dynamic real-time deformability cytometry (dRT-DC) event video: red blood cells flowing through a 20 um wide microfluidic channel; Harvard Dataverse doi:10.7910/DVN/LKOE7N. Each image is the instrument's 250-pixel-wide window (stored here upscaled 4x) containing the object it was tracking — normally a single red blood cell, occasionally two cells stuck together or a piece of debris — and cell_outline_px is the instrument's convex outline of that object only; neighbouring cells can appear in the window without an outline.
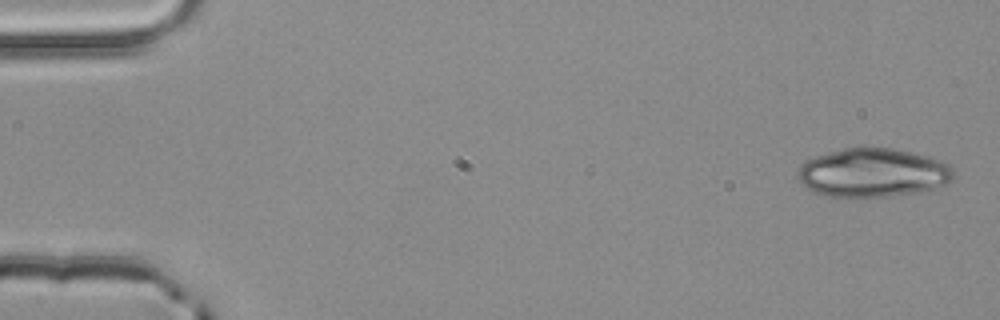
{"species": "common noctule bat (a hibernating species)", "species_latin": "Nyctalus noctula", "temperature_condition": "room temperature", "stored_images_in_passage": 4, "camera_frame_rate_fps": 3000, "um_per_image_px": 0.085, "animal": {"sex": "male", "body_mass_g": 20.4}, "frame": {"image": 1, "passage_image": 1, "time_ms": 0.0, "image_size_px": [1000, 320], "cell_outline_px": [[952, 180], [936, 188], [920, 192], [892, 196], [828, 196], [816, 192], [808, 188], [796, 176], [800, 168], [808, 160], [816, 156], [844, 148], [892, 148], [940, 160], [948, 164], [952, 168]], "centroid_in_image_um": [74.21, 14.69], "position_along_channel_um": 10.8, "area_um2": 43.47}}